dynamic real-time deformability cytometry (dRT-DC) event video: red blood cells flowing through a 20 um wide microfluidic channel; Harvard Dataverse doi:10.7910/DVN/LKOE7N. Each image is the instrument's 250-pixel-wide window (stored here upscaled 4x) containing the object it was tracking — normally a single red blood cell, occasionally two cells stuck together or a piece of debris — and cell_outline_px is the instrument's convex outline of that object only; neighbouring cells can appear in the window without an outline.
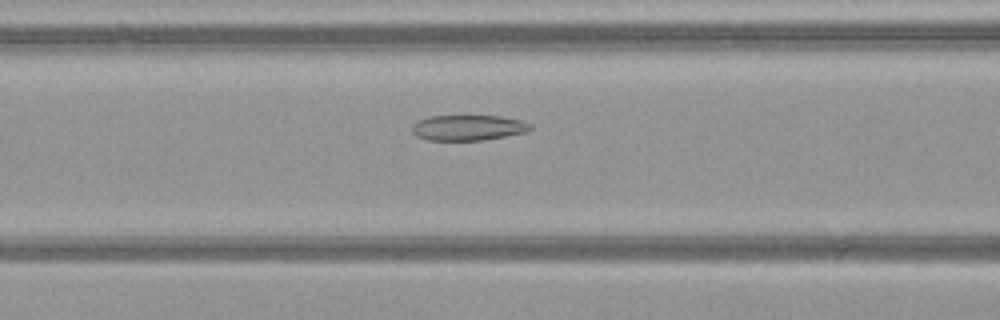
{"species": "common noctule bat (a hibernating species)", "species_latin": "Nyctalus noctula", "temperature_condition": "warm", "stored_images_in_passage": 50, "camera_frame_rate_fps": 3000, "um_per_image_px": 0.085, "animal": {"sex": "female", "body_mass_g": 21.9}, "frame": {"image": 1, "passage_image": 21, "time_ms": 6.667, "image_size_px": [1000, 320], "cell_outline_px": [[532, 128], [528, 132], [480, 140], [428, 140], [416, 136], [412, 132], [412, 124], [428, 116], [500, 116], [520, 120], [532, 124]], "centroid_in_image_um": [39.79, 10.85], "position_along_channel_um": 126.8, "area_um2": 17.51}}
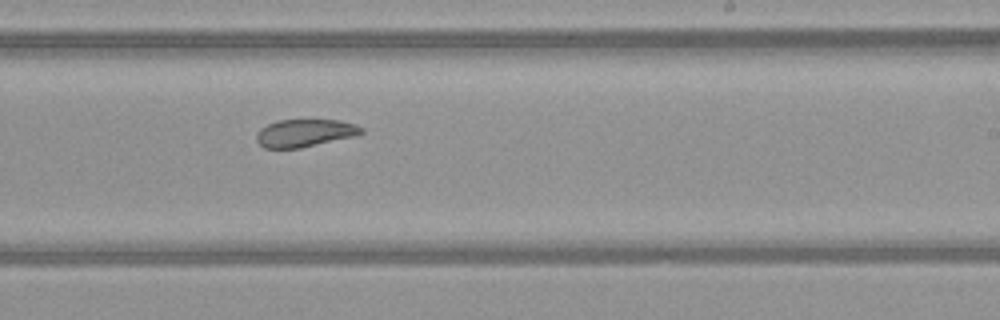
{"frame": {"image": 2, "passage_image": 31, "time_ms": 10.0, "image_size_px": [1000, 320], "cell_outline_px": [[364, 132], [356, 136], [300, 148], [264, 148], [256, 140], [256, 132], [260, 128], [268, 124], [280, 120], [340, 120], [356, 124], [364, 128]], "centroid_in_image_um": [25.93, 11.3], "position_along_channel_um": 263.1, "area_um2": 16.99}}
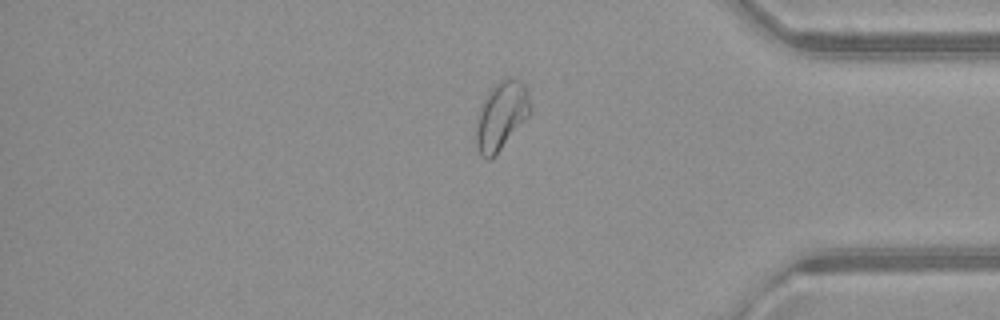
{"frame": {"image": 3, "passage_image": 42, "time_ms": 13.667, "image_size_px": [1000, 320], "cell_outline_px": [[532, 112], [492, 160], [488, 160], [480, 156], [472, 136], [480, 104], [488, 92], [500, 80], [520, 80], [524, 84], [528, 92], [532, 108]], "centroid_in_image_um": [42.56, 9.91], "position_along_channel_um": 392.6, "area_um2": 22.08}, "authors_computed_cell_mechanics": {"area_um2": 22.2241, "velocity_mm_per_s": 4.0868, "shape_relaxation_time_tau1_ms": null, "shape_relaxation_time_tau2_ms": 2.6619, "deformation_change_tau1": null, "deformation_change_tau2": 0.0675}}